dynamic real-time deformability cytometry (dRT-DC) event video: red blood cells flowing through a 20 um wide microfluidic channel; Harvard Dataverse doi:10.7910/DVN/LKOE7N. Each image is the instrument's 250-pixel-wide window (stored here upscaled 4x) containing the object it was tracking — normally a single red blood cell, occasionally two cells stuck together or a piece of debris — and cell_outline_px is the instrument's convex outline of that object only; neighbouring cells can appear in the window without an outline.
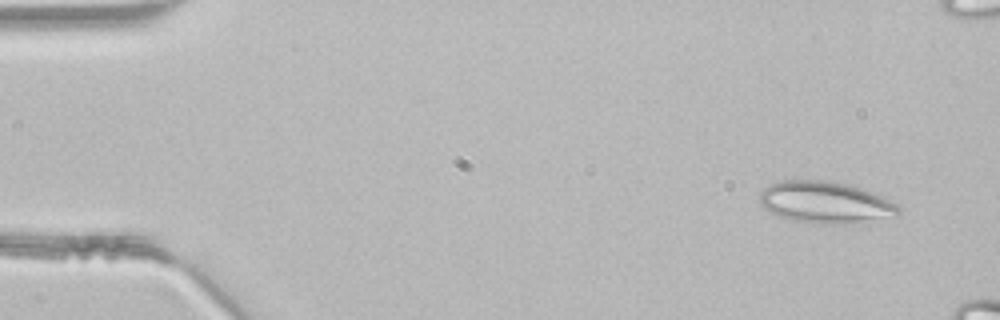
{"species": "common noctule bat (a hibernating species)", "species_latin": "Nyctalus noctula", "temperature_condition": "room temperature", "stored_images_in_passage": 9, "camera_frame_rate_fps": 3000, "um_per_image_px": 0.085, "animal": {"sex": "male", "body_mass_g": 21.5, "forearm_length_mm": 52.0}, "frame": {"image": 1, "passage_image": 2, "time_ms": 0.333, "image_size_px": [1000, 320], "cell_outline_px": [[904, 208], [896, 216], [848, 224], [820, 224], [792, 220], [780, 216], [764, 208], [760, 204], [760, 192], [768, 184], [780, 180], [832, 180], [848, 184], [860, 188], [900, 204]], "centroid_in_image_um": [70.18, 17.2], "position_along_channel_um": 14.8, "area_um2": 34.1}}